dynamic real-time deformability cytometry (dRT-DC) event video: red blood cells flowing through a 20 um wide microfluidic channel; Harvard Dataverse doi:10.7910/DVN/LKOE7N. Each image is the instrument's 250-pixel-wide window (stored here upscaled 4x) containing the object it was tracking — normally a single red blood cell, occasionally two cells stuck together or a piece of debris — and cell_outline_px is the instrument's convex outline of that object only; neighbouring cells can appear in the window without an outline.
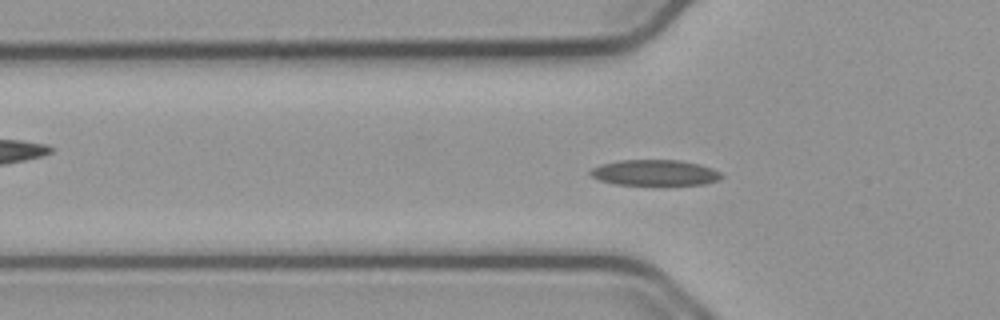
{"species": "common noctule bat (a hibernating species)", "species_latin": "Nyctalus noctula", "temperature_condition": "cold", "stored_images_in_passage": 49, "camera_frame_rate_fps": 3000, "um_per_image_px": 0.085, "animal": {"sex": "male", "body_mass_g": 23.1, "forearm_length_mm": 52.7}, "frame": {"image": 1, "passage_image": 11, "time_ms": 3.333, "image_size_px": [1000, 320], "cell_outline_px": [[724, 176], [716, 180], [704, 184], [616, 184], [600, 180], [592, 176], [588, 172], [592, 168], [600, 164], [620, 160], [680, 160], [700, 164], [712, 168], [720, 172]], "centroid_in_image_um": [55.65, 14.66], "position_along_channel_um": 70.1, "area_um2": 19.48}}
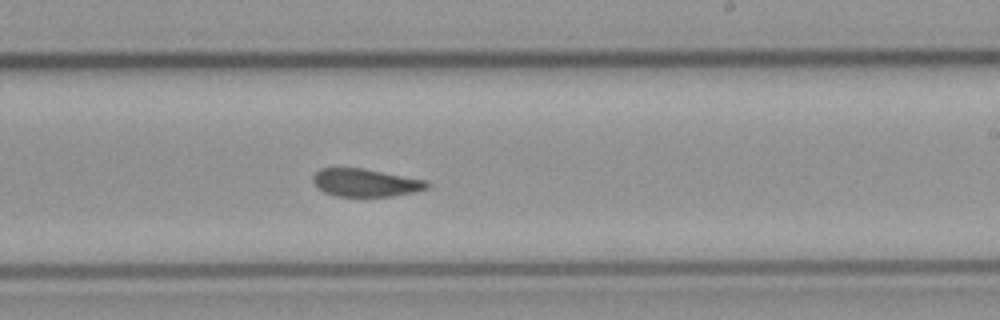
{"frame": {"image": 2, "passage_image": 26, "time_ms": 8.333, "image_size_px": [1000, 320], "cell_outline_px": [[432, 184], [428, 188], [412, 192], [392, 196], [336, 196], [324, 192], [316, 188], [312, 180], [312, 176], [320, 168], [360, 168], [428, 180]], "centroid_in_image_um": [31.06, 15.53], "position_along_channel_um": 257.9, "area_um2": 18.55}}
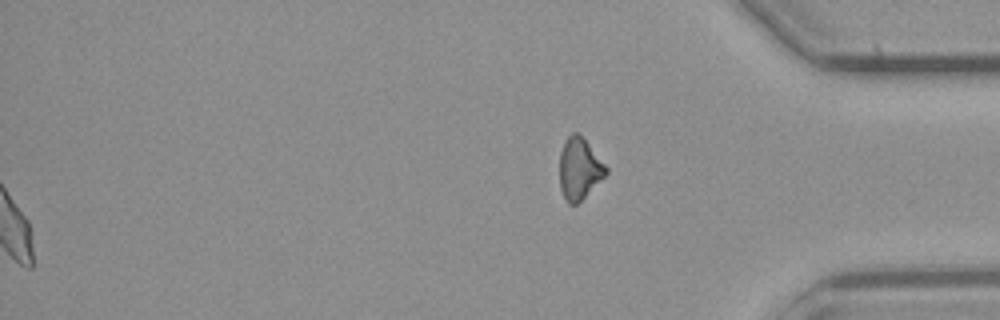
{"frame": {"image": 3, "passage_image": 49, "time_ms": 16.0, "image_size_px": [1000, 320], "cell_outline_px": [[608, 172], [576, 204], [568, 204], [564, 200], [560, 188], [560, 152], [568, 136], [572, 132], [580, 132], [608, 168]], "centroid_in_image_um": [49.23, 14.31], "position_along_channel_um": 386.0, "area_um2": 16.53}, "authors_computed_cell_mechanics": {"area_um2": 19.3052, "velocity_mm_per_s": 3.7364, "shape_relaxation_time_tau1_ms": 10.4975, "shape_relaxation_time_tau2_ms": 1.3651, "deformation_change_tau1": 0.1851, "deformation_change_tau2": 0.071}}